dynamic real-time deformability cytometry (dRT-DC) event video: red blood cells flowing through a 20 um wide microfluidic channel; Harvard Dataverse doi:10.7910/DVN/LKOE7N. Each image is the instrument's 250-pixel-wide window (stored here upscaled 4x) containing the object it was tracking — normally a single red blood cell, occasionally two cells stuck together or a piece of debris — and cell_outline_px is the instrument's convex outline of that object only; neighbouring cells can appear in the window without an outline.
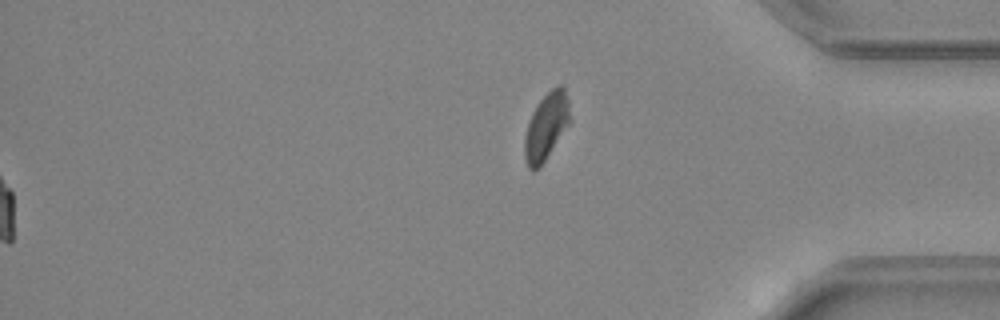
{"species": "common noctule bat (a hibernating species)", "species_latin": "Nyctalus noctula", "temperature_condition": "warm", "stored_images_in_passage": 47, "segment_of_instrument_passage": [2, 2], "camera_frame_rate_fps": 3000, "um_per_image_px": 0.085, "animal": {"sex": "female", "body_mass_g": 24.6, "forearm_length_mm": 56.2}, "frame": {"image": 1, "passage_image": 47, "time_ms": 15.333, "image_size_px": [1000, 320], "cell_outline_px": [[572, 120], [544, 160], [532, 172], [528, 168], [524, 156], [524, 140], [528, 124], [532, 112], [540, 100], [556, 84], [560, 84], [564, 88], [568, 100]], "centroid_in_image_um": [46.44, 10.71], "position_along_channel_um": 388.8, "area_um2": 17.51}}